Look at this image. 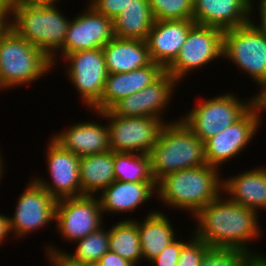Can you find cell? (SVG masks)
<instances>
[{"label":"cell","instance_id":"1","mask_svg":"<svg viewBox=\"0 0 266 266\" xmlns=\"http://www.w3.org/2000/svg\"><path fill=\"white\" fill-rule=\"evenodd\" d=\"M257 213L219 195L194 216L198 222L194 234L210 248L242 249L252 253L258 260L266 259L265 255L254 254L247 246L250 240L258 238L261 233Z\"/></svg>","mask_w":266,"mask_h":266},{"label":"cell","instance_id":"2","mask_svg":"<svg viewBox=\"0 0 266 266\" xmlns=\"http://www.w3.org/2000/svg\"><path fill=\"white\" fill-rule=\"evenodd\" d=\"M218 170L205 164L167 174L157 182V197L173 209L190 211L194 217L223 194V180L219 178Z\"/></svg>","mask_w":266,"mask_h":266},{"label":"cell","instance_id":"3","mask_svg":"<svg viewBox=\"0 0 266 266\" xmlns=\"http://www.w3.org/2000/svg\"><path fill=\"white\" fill-rule=\"evenodd\" d=\"M56 4L10 3L11 27L20 37L42 50L57 63V50L63 47L70 21ZM56 54V55H55Z\"/></svg>","mask_w":266,"mask_h":266},{"label":"cell","instance_id":"4","mask_svg":"<svg viewBox=\"0 0 266 266\" xmlns=\"http://www.w3.org/2000/svg\"><path fill=\"white\" fill-rule=\"evenodd\" d=\"M149 156L156 182L167 174L206 164L204 142L181 119L162 127Z\"/></svg>","mask_w":266,"mask_h":266},{"label":"cell","instance_id":"5","mask_svg":"<svg viewBox=\"0 0 266 266\" xmlns=\"http://www.w3.org/2000/svg\"><path fill=\"white\" fill-rule=\"evenodd\" d=\"M52 68L51 59L11 27L0 34V90L34 82Z\"/></svg>","mask_w":266,"mask_h":266},{"label":"cell","instance_id":"6","mask_svg":"<svg viewBox=\"0 0 266 266\" xmlns=\"http://www.w3.org/2000/svg\"><path fill=\"white\" fill-rule=\"evenodd\" d=\"M255 23L224 30L223 56L259 85L266 86V34Z\"/></svg>","mask_w":266,"mask_h":266},{"label":"cell","instance_id":"7","mask_svg":"<svg viewBox=\"0 0 266 266\" xmlns=\"http://www.w3.org/2000/svg\"><path fill=\"white\" fill-rule=\"evenodd\" d=\"M255 103L256 95L243 101L234 94H222L202 100L181 120L194 135L205 142L239 120Z\"/></svg>","mask_w":266,"mask_h":266},{"label":"cell","instance_id":"8","mask_svg":"<svg viewBox=\"0 0 266 266\" xmlns=\"http://www.w3.org/2000/svg\"><path fill=\"white\" fill-rule=\"evenodd\" d=\"M95 113L109 120L110 150L113 152L149 155L166 124L156 117H118L110 110Z\"/></svg>","mask_w":266,"mask_h":266},{"label":"cell","instance_id":"9","mask_svg":"<svg viewBox=\"0 0 266 266\" xmlns=\"http://www.w3.org/2000/svg\"><path fill=\"white\" fill-rule=\"evenodd\" d=\"M223 35L224 31L217 27L195 24L178 56L165 71L179 83L194 69L204 67L215 58L223 57Z\"/></svg>","mask_w":266,"mask_h":266},{"label":"cell","instance_id":"10","mask_svg":"<svg viewBox=\"0 0 266 266\" xmlns=\"http://www.w3.org/2000/svg\"><path fill=\"white\" fill-rule=\"evenodd\" d=\"M102 213L98 196L64 198L57 200L54 222L64 240L75 242L102 227Z\"/></svg>","mask_w":266,"mask_h":266},{"label":"cell","instance_id":"11","mask_svg":"<svg viewBox=\"0 0 266 266\" xmlns=\"http://www.w3.org/2000/svg\"><path fill=\"white\" fill-rule=\"evenodd\" d=\"M260 106L256 102L239 120L204 142L206 164L219 166L236 157L255 136L260 126Z\"/></svg>","mask_w":266,"mask_h":266},{"label":"cell","instance_id":"12","mask_svg":"<svg viewBox=\"0 0 266 266\" xmlns=\"http://www.w3.org/2000/svg\"><path fill=\"white\" fill-rule=\"evenodd\" d=\"M69 62L68 78L89 109L101 99L108 75L102 48L81 50L64 56Z\"/></svg>","mask_w":266,"mask_h":266},{"label":"cell","instance_id":"13","mask_svg":"<svg viewBox=\"0 0 266 266\" xmlns=\"http://www.w3.org/2000/svg\"><path fill=\"white\" fill-rule=\"evenodd\" d=\"M57 201L34 179L18 199L13 217H8L11 233L26 236L55 221Z\"/></svg>","mask_w":266,"mask_h":266},{"label":"cell","instance_id":"14","mask_svg":"<svg viewBox=\"0 0 266 266\" xmlns=\"http://www.w3.org/2000/svg\"><path fill=\"white\" fill-rule=\"evenodd\" d=\"M48 144L46 158L50 178L53 182L51 184V182L49 183L47 180L45 181L39 177L34 178V180L56 201L81 196L79 178L80 157L64 149L53 138L50 139Z\"/></svg>","mask_w":266,"mask_h":266},{"label":"cell","instance_id":"15","mask_svg":"<svg viewBox=\"0 0 266 266\" xmlns=\"http://www.w3.org/2000/svg\"><path fill=\"white\" fill-rule=\"evenodd\" d=\"M177 82L172 75L164 71L146 88L120 99L109 110L118 117L145 116L163 119L161 111L169 105Z\"/></svg>","mask_w":266,"mask_h":266},{"label":"cell","instance_id":"16","mask_svg":"<svg viewBox=\"0 0 266 266\" xmlns=\"http://www.w3.org/2000/svg\"><path fill=\"white\" fill-rule=\"evenodd\" d=\"M85 13L71 20L63 47L59 50L64 57L81 50L102 48L114 36L113 20L95 11L90 5Z\"/></svg>","mask_w":266,"mask_h":266},{"label":"cell","instance_id":"17","mask_svg":"<svg viewBox=\"0 0 266 266\" xmlns=\"http://www.w3.org/2000/svg\"><path fill=\"white\" fill-rule=\"evenodd\" d=\"M252 2V0H194L193 20L196 24L217 27L223 31L240 27L251 22V13L254 12V2Z\"/></svg>","mask_w":266,"mask_h":266},{"label":"cell","instance_id":"18","mask_svg":"<svg viewBox=\"0 0 266 266\" xmlns=\"http://www.w3.org/2000/svg\"><path fill=\"white\" fill-rule=\"evenodd\" d=\"M194 20H155L146 38L150 57L166 69L178 56Z\"/></svg>","mask_w":266,"mask_h":266},{"label":"cell","instance_id":"19","mask_svg":"<svg viewBox=\"0 0 266 266\" xmlns=\"http://www.w3.org/2000/svg\"><path fill=\"white\" fill-rule=\"evenodd\" d=\"M164 71L165 69L160 64L152 62L146 67L130 72L108 74L101 99L92 108V111L109 110L120 99L146 88Z\"/></svg>","mask_w":266,"mask_h":266},{"label":"cell","instance_id":"20","mask_svg":"<svg viewBox=\"0 0 266 266\" xmlns=\"http://www.w3.org/2000/svg\"><path fill=\"white\" fill-rule=\"evenodd\" d=\"M53 139L80 158L110 150L108 125L94 121L73 124L65 132L54 135Z\"/></svg>","mask_w":266,"mask_h":266},{"label":"cell","instance_id":"21","mask_svg":"<svg viewBox=\"0 0 266 266\" xmlns=\"http://www.w3.org/2000/svg\"><path fill=\"white\" fill-rule=\"evenodd\" d=\"M157 182H122L115 180L98 198L102 212H133L156 194ZM155 190V191H154ZM155 192V194H154Z\"/></svg>","mask_w":266,"mask_h":266},{"label":"cell","instance_id":"22","mask_svg":"<svg viewBox=\"0 0 266 266\" xmlns=\"http://www.w3.org/2000/svg\"><path fill=\"white\" fill-rule=\"evenodd\" d=\"M102 50L108 74L130 72L153 62L146 41L140 39L114 37Z\"/></svg>","mask_w":266,"mask_h":266},{"label":"cell","instance_id":"23","mask_svg":"<svg viewBox=\"0 0 266 266\" xmlns=\"http://www.w3.org/2000/svg\"><path fill=\"white\" fill-rule=\"evenodd\" d=\"M222 192L238 205L255 211L266 208V168L251 169L223 179Z\"/></svg>","mask_w":266,"mask_h":266},{"label":"cell","instance_id":"24","mask_svg":"<svg viewBox=\"0 0 266 266\" xmlns=\"http://www.w3.org/2000/svg\"><path fill=\"white\" fill-rule=\"evenodd\" d=\"M137 226L143 259L149 263L176 239L170 220L159 210L137 221Z\"/></svg>","mask_w":266,"mask_h":266},{"label":"cell","instance_id":"25","mask_svg":"<svg viewBox=\"0 0 266 266\" xmlns=\"http://www.w3.org/2000/svg\"><path fill=\"white\" fill-rule=\"evenodd\" d=\"M81 196H94L115 181L113 151L84 156L79 162Z\"/></svg>","mask_w":266,"mask_h":266},{"label":"cell","instance_id":"26","mask_svg":"<svg viewBox=\"0 0 266 266\" xmlns=\"http://www.w3.org/2000/svg\"><path fill=\"white\" fill-rule=\"evenodd\" d=\"M154 22L149 0H134L113 20L114 36L145 41Z\"/></svg>","mask_w":266,"mask_h":266},{"label":"cell","instance_id":"27","mask_svg":"<svg viewBox=\"0 0 266 266\" xmlns=\"http://www.w3.org/2000/svg\"><path fill=\"white\" fill-rule=\"evenodd\" d=\"M109 229V251L135 266L143 259L136 220L125 219Z\"/></svg>","mask_w":266,"mask_h":266},{"label":"cell","instance_id":"28","mask_svg":"<svg viewBox=\"0 0 266 266\" xmlns=\"http://www.w3.org/2000/svg\"><path fill=\"white\" fill-rule=\"evenodd\" d=\"M115 180L122 182H156L147 154L113 152Z\"/></svg>","mask_w":266,"mask_h":266},{"label":"cell","instance_id":"29","mask_svg":"<svg viewBox=\"0 0 266 266\" xmlns=\"http://www.w3.org/2000/svg\"><path fill=\"white\" fill-rule=\"evenodd\" d=\"M103 226L90 233L83 239L77 240L75 253L64 254L71 260L81 263L96 264L98 260L109 250V229L104 231Z\"/></svg>","mask_w":266,"mask_h":266},{"label":"cell","instance_id":"30","mask_svg":"<svg viewBox=\"0 0 266 266\" xmlns=\"http://www.w3.org/2000/svg\"><path fill=\"white\" fill-rule=\"evenodd\" d=\"M258 259L242 249L209 248L200 266H252Z\"/></svg>","mask_w":266,"mask_h":266},{"label":"cell","instance_id":"31","mask_svg":"<svg viewBox=\"0 0 266 266\" xmlns=\"http://www.w3.org/2000/svg\"><path fill=\"white\" fill-rule=\"evenodd\" d=\"M194 0H149L155 20H193Z\"/></svg>","mask_w":266,"mask_h":266},{"label":"cell","instance_id":"32","mask_svg":"<svg viewBox=\"0 0 266 266\" xmlns=\"http://www.w3.org/2000/svg\"><path fill=\"white\" fill-rule=\"evenodd\" d=\"M189 241L182 246L177 266H200L202 257L210 248L194 233Z\"/></svg>","mask_w":266,"mask_h":266},{"label":"cell","instance_id":"33","mask_svg":"<svg viewBox=\"0 0 266 266\" xmlns=\"http://www.w3.org/2000/svg\"><path fill=\"white\" fill-rule=\"evenodd\" d=\"M134 0H90L95 11L114 20Z\"/></svg>","mask_w":266,"mask_h":266},{"label":"cell","instance_id":"34","mask_svg":"<svg viewBox=\"0 0 266 266\" xmlns=\"http://www.w3.org/2000/svg\"><path fill=\"white\" fill-rule=\"evenodd\" d=\"M185 242L172 241L156 258L150 263L154 266H177L182 246Z\"/></svg>","mask_w":266,"mask_h":266},{"label":"cell","instance_id":"35","mask_svg":"<svg viewBox=\"0 0 266 266\" xmlns=\"http://www.w3.org/2000/svg\"><path fill=\"white\" fill-rule=\"evenodd\" d=\"M46 248L47 256L48 259H50L49 261L52 263V266H97V264L93 263H81L71 260L63 251H60L56 247H51V245H48Z\"/></svg>","mask_w":266,"mask_h":266},{"label":"cell","instance_id":"36","mask_svg":"<svg viewBox=\"0 0 266 266\" xmlns=\"http://www.w3.org/2000/svg\"><path fill=\"white\" fill-rule=\"evenodd\" d=\"M96 264L97 266H135L128 260L109 250L98 260Z\"/></svg>","mask_w":266,"mask_h":266},{"label":"cell","instance_id":"37","mask_svg":"<svg viewBox=\"0 0 266 266\" xmlns=\"http://www.w3.org/2000/svg\"><path fill=\"white\" fill-rule=\"evenodd\" d=\"M10 2H11V0H0V21L6 27H9L10 20H11V18H10Z\"/></svg>","mask_w":266,"mask_h":266},{"label":"cell","instance_id":"38","mask_svg":"<svg viewBox=\"0 0 266 266\" xmlns=\"http://www.w3.org/2000/svg\"><path fill=\"white\" fill-rule=\"evenodd\" d=\"M10 233L11 230L8 216L0 214V244L5 240V238H7L6 236H8Z\"/></svg>","mask_w":266,"mask_h":266},{"label":"cell","instance_id":"39","mask_svg":"<svg viewBox=\"0 0 266 266\" xmlns=\"http://www.w3.org/2000/svg\"><path fill=\"white\" fill-rule=\"evenodd\" d=\"M259 12L261 22H259V25L255 24V26L266 34V0H260Z\"/></svg>","mask_w":266,"mask_h":266},{"label":"cell","instance_id":"40","mask_svg":"<svg viewBox=\"0 0 266 266\" xmlns=\"http://www.w3.org/2000/svg\"><path fill=\"white\" fill-rule=\"evenodd\" d=\"M256 102L260 106L261 111L266 110V86L260 91V93L256 94Z\"/></svg>","mask_w":266,"mask_h":266},{"label":"cell","instance_id":"41","mask_svg":"<svg viewBox=\"0 0 266 266\" xmlns=\"http://www.w3.org/2000/svg\"><path fill=\"white\" fill-rule=\"evenodd\" d=\"M58 0H11L10 3H41V4H55Z\"/></svg>","mask_w":266,"mask_h":266},{"label":"cell","instance_id":"42","mask_svg":"<svg viewBox=\"0 0 266 266\" xmlns=\"http://www.w3.org/2000/svg\"><path fill=\"white\" fill-rule=\"evenodd\" d=\"M252 266H266V259L257 260Z\"/></svg>","mask_w":266,"mask_h":266},{"label":"cell","instance_id":"43","mask_svg":"<svg viewBox=\"0 0 266 266\" xmlns=\"http://www.w3.org/2000/svg\"><path fill=\"white\" fill-rule=\"evenodd\" d=\"M1 157H2V156H1V154H0V180H1V178H2V174H3V172H4L3 169H2V168H4V167H3L4 164L2 163L3 160H2Z\"/></svg>","mask_w":266,"mask_h":266},{"label":"cell","instance_id":"44","mask_svg":"<svg viewBox=\"0 0 266 266\" xmlns=\"http://www.w3.org/2000/svg\"><path fill=\"white\" fill-rule=\"evenodd\" d=\"M7 27L0 21V34L6 29Z\"/></svg>","mask_w":266,"mask_h":266}]
</instances>
